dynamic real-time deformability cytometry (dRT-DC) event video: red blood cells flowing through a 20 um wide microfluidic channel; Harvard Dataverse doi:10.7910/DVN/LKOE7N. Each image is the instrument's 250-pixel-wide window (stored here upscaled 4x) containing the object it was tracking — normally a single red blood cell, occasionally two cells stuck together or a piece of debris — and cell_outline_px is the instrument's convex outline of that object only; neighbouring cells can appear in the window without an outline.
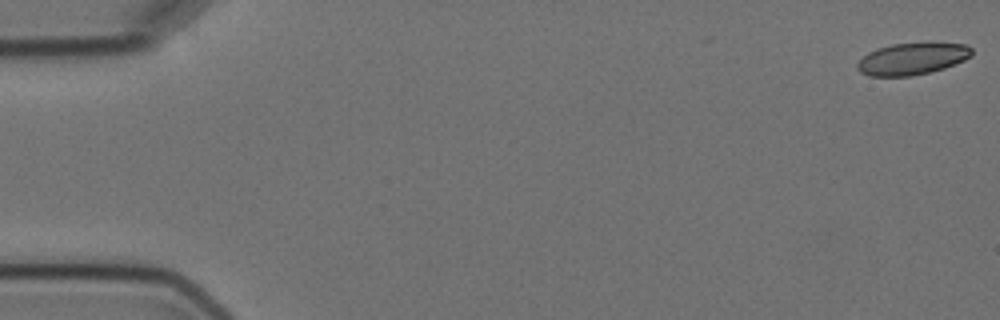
{"species": "Egyptian fruit bat (a non-hibernating species)", "species_latin": "Rousettus aegyptiacus", "temperature_condition": "cold", "stored_images_in_passage": 3, "camera_frame_rate_fps": 3000, "um_per_image_px": 0.085, "animal": {"sex": "female"}, "frame": {"image": 1, "passage_image": 1, "time_ms": 0.0, "image_size_px": [1000, 320], "cell_outline_px": [[972, 56], [964, 60], [944, 68], [912, 76], [868, 76], [860, 72], [856, 68], [856, 64], [868, 52], [876, 48], [892, 44], [928, 40], [964, 44], [972, 48]], "centroid_in_image_um": [77.55, 4.95], "position_along_channel_um": 7.4, "area_um2": 21.96}}